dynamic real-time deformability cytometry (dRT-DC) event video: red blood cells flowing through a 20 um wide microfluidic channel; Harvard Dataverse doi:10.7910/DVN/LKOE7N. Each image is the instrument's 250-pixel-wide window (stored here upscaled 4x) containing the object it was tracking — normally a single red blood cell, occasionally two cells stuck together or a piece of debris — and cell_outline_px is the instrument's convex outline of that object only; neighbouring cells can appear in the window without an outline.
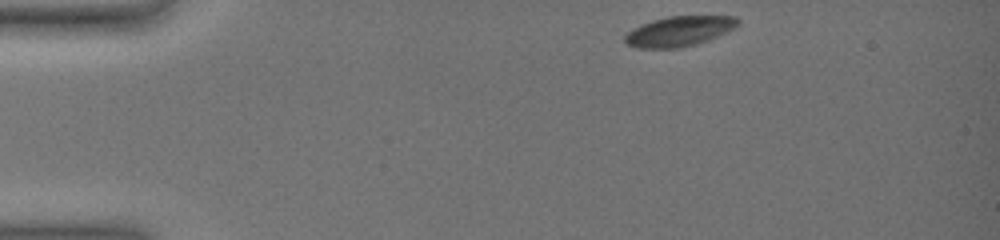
{"species": "common noctule bat (a hibernating species)", "species_latin": "Nyctalus noctula", "temperature_condition": "warm", "stored_images_in_passage": 43, "camera_frame_rate_fps": 3000, "um_per_image_px": 0.085, "animal": {"sex": "female", "body_mass_g": 19.0, "forearm_length_mm": 51.5}, "frame": {"image": 1, "passage_image": 1, "time_ms": 0.0, "image_size_px": [1000, 240], "cell_outline_px": [[740, 24], [708, 40], [696, 44], [680, 48], [636, 48], [624, 44], [624, 36], [628, 32], [652, 20], [668, 16], [736, 16], [740, 20]], "centroid_in_image_um": [57.71, 2.66], "position_along_channel_um": 27.3, "area_um2": 19.65}}
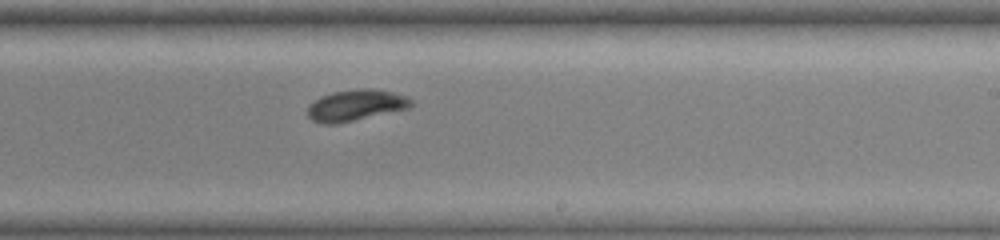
{"frame": {"image": 2, "passage_image": 27, "time_ms": 8.667, "image_size_px": [1000, 240], "cell_outline_px": [[412, 104], [408, 108], [336, 124], [324, 124], [312, 120], [308, 116], [308, 108], [320, 96], [332, 92], [356, 88], [372, 88], [392, 92], [408, 96], [412, 100]], "centroid_in_image_um": [30.25, 8.93], "position_along_channel_um": 258.8, "area_um2": 18.67}}
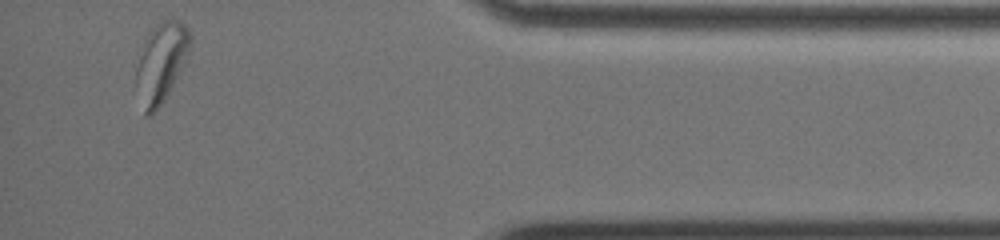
{"frame": {"image": 3, "passage_image": 43, "time_ms": 14.0, "image_size_px": [1000, 240], "cell_outline_px": [[192, 36], [188, 56], [164, 100], [148, 116], [144, 116], [136, 84], [136, 68], [144, 40], [148, 32], [156, 24], [164, 20], [180, 20], [188, 28]], "centroid_in_image_um": [13.7, 5.27], "position_along_channel_um": 421.5, "area_um2": 24.8}, "authors_computed_cell_mechanics": {"area_um2": 19.652, "velocity_mm_per_s": 3.584, "shape_relaxation_time_tau1_ms": 2.7164, "shape_relaxation_time_tau2_ms": 2.41, "deformation_change_tau1": 0.0982, "deformation_change_tau2": 0.0623}}